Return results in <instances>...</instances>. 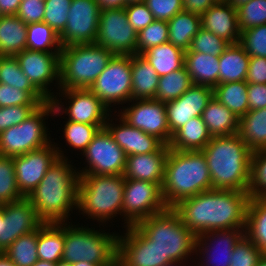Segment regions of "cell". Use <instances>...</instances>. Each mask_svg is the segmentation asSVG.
<instances>
[{"label": "cell", "instance_id": "cell-1", "mask_svg": "<svg viewBox=\"0 0 266 266\" xmlns=\"http://www.w3.org/2000/svg\"><path fill=\"white\" fill-rule=\"evenodd\" d=\"M250 198L245 191L210 189L180 201L172 209L196 236L221 229L245 231Z\"/></svg>", "mask_w": 266, "mask_h": 266}, {"label": "cell", "instance_id": "cell-2", "mask_svg": "<svg viewBox=\"0 0 266 266\" xmlns=\"http://www.w3.org/2000/svg\"><path fill=\"white\" fill-rule=\"evenodd\" d=\"M69 160L58 158L27 196L44 223L69 222L73 210L77 211L80 175Z\"/></svg>", "mask_w": 266, "mask_h": 266}, {"label": "cell", "instance_id": "cell-3", "mask_svg": "<svg viewBox=\"0 0 266 266\" xmlns=\"http://www.w3.org/2000/svg\"><path fill=\"white\" fill-rule=\"evenodd\" d=\"M202 152L212 189L249 191L253 151L238 134L212 137Z\"/></svg>", "mask_w": 266, "mask_h": 266}, {"label": "cell", "instance_id": "cell-4", "mask_svg": "<svg viewBox=\"0 0 266 266\" xmlns=\"http://www.w3.org/2000/svg\"><path fill=\"white\" fill-rule=\"evenodd\" d=\"M161 189L167 208H173L182 200L212 189L203 152L169 149Z\"/></svg>", "mask_w": 266, "mask_h": 266}, {"label": "cell", "instance_id": "cell-5", "mask_svg": "<svg viewBox=\"0 0 266 266\" xmlns=\"http://www.w3.org/2000/svg\"><path fill=\"white\" fill-rule=\"evenodd\" d=\"M135 226L158 248L161 266L187 262L193 258L197 236L183 224L172 208L152 215Z\"/></svg>", "mask_w": 266, "mask_h": 266}, {"label": "cell", "instance_id": "cell-6", "mask_svg": "<svg viewBox=\"0 0 266 266\" xmlns=\"http://www.w3.org/2000/svg\"><path fill=\"white\" fill-rule=\"evenodd\" d=\"M124 184L123 175H80L78 213L97 220L99 227L122 216Z\"/></svg>", "mask_w": 266, "mask_h": 266}, {"label": "cell", "instance_id": "cell-7", "mask_svg": "<svg viewBox=\"0 0 266 266\" xmlns=\"http://www.w3.org/2000/svg\"><path fill=\"white\" fill-rule=\"evenodd\" d=\"M64 222L62 260L71 264L86 261L99 266H117L119 233Z\"/></svg>", "mask_w": 266, "mask_h": 266}, {"label": "cell", "instance_id": "cell-8", "mask_svg": "<svg viewBox=\"0 0 266 266\" xmlns=\"http://www.w3.org/2000/svg\"><path fill=\"white\" fill-rule=\"evenodd\" d=\"M113 56L96 43L62 47L59 90L89 89Z\"/></svg>", "mask_w": 266, "mask_h": 266}, {"label": "cell", "instance_id": "cell-9", "mask_svg": "<svg viewBox=\"0 0 266 266\" xmlns=\"http://www.w3.org/2000/svg\"><path fill=\"white\" fill-rule=\"evenodd\" d=\"M53 112L51 101H47L20 124L0 133V155L13 158L50 144L54 139L45 120L53 117Z\"/></svg>", "mask_w": 266, "mask_h": 266}, {"label": "cell", "instance_id": "cell-10", "mask_svg": "<svg viewBox=\"0 0 266 266\" xmlns=\"http://www.w3.org/2000/svg\"><path fill=\"white\" fill-rule=\"evenodd\" d=\"M50 101L54 107L53 116L65 114L67 120L96 125L99 129L105 128L112 113L90 89L59 90Z\"/></svg>", "mask_w": 266, "mask_h": 266}, {"label": "cell", "instance_id": "cell-11", "mask_svg": "<svg viewBox=\"0 0 266 266\" xmlns=\"http://www.w3.org/2000/svg\"><path fill=\"white\" fill-rule=\"evenodd\" d=\"M89 89L112 112L131 101V55H114Z\"/></svg>", "mask_w": 266, "mask_h": 266}, {"label": "cell", "instance_id": "cell-12", "mask_svg": "<svg viewBox=\"0 0 266 266\" xmlns=\"http://www.w3.org/2000/svg\"><path fill=\"white\" fill-rule=\"evenodd\" d=\"M166 209L162 189L158 184L137 179H125L122 208L124 229L137 225L140 221Z\"/></svg>", "mask_w": 266, "mask_h": 266}, {"label": "cell", "instance_id": "cell-13", "mask_svg": "<svg viewBox=\"0 0 266 266\" xmlns=\"http://www.w3.org/2000/svg\"><path fill=\"white\" fill-rule=\"evenodd\" d=\"M80 154L86 166L77 168L79 175H123L126 154L106 128L99 129Z\"/></svg>", "mask_w": 266, "mask_h": 266}, {"label": "cell", "instance_id": "cell-14", "mask_svg": "<svg viewBox=\"0 0 266 266\" xmlns=\"http://www.w3.org/2000/svg\"><path fill=\"white\" fill-rule=\"evenodd\" d=\"M137 32L128 22L125 8L102 9L95 43L114 55H135Z\"/></svg>", "mask_w": 266, "mask_h": 266}, {"label": "cell", "instance_id": "cell-15", "mask_svg": "<svg viewBox=\"0 0 266 266\" xmlns=\"http://www.w3.org/2000/svg\"><path fill=\"white\" fill-rule=\"evenodd\" d=\"M15 57L32 85L50 101L56 94L51 92L52 85L56 84L54 87L58 90L60 88V52L25 49Z\"/></svg>", "mask_w": 266, "mask_h": 266}, {"label": "cell", "instance_id": "cell-16", "mask_svg": "<svg viewBox=\"0 0 266 266\" xmlns=\"http://www.w3.org/2000/svg\"><path fill=\"white\" fill-rule=\"evenodd\" d=\"M58 145L53 141L45 147L13 157L17 186L24 197L33 192L58 158H69Z\"/></svg>", "mask_w": 266, "mask_h": 266}, {"label": "cell", "instance_id": "cell-17", "mask_svg": "<svg viewBox=\"0 0 266 266\" xmlns=\"http://www.w3.org/2000/svg\"><path fill=\"white\" fill-rule=\"evenodd\" d=\"M131 103V105H130ZM120 106L118 114L131 126L155 136L169 145L172 136L168 126L165 103L154 99L131 100Z\"/></svg>", "mask_w": 266, "mask_h": 266}, {"label": "cell", "instance_id": "cell-18", "mask_svg": "<svg viewBox=\"0 0 266 266\" xmlns=\"http://www.w3.org/2000/svg\"><path fill=\"white\" fill-rule=\"evenodd\" d=\"M100 12L95 0H72L65 29L59 35L62 47L95 43Z\"/></svg>", "mask_w": 266, "mask_h": 266}, {"label": "cell", "instance_id": "cell-19", "mask_svg": "<svg viewBox=\"0 0 266 266\" xmlns=\"http://www.w3.org/2000/svg\"><path fill=\"white\" fill-rule=\"evenodd\" d=\"M3 212L4 219L0 221V252L3 253L20 236L44 224L27 197L3 204Z\"/></svg>", "mask_w": 266, "mask_h": 266}, {"label": "cell", "instance_id": "cell-20", "mask_svg": "<svg viewBox=\"0 0 266 266\" xmlns=\"http://www.w3.org/2000/svg\"><path fill=\"white\" fill-rule=\"evenodd\" d=\"M243 235L244 230L240 228L214 230L198 235L194 255L199 256V259L194 266H230L234 246Z\"/></svg>", "mask_w": 266, "mask_h": 266}, {"label": "cell", "instance_id": "cell-21", "mask_svg": "<svg viewBox=\"0 0 266 266\" xmlns=\"http://www.w3.org/2000/svg\"><path fill=\"white\" fill-rule=\"evenodd\" d=\"M124 232L118 236L117 266H161L158 248L135 225Z\"/></svg>", "mask_w": 266, "mask_h": 266}, {"label": "cell", "instance_id": "cell-22", "mask_svg": "<svg viewBox=\"0 0 266 266\" xmlns=\"http://www.w3.org/2000/svg\"><path fill=\"white\" fill-rule=\"evenodd\" d=\"M212 98V87L193 84L179 98L165 103L170 135L183 127L188 120L201 116Z\"/></svg>", "mask_w": 266, "mask_h": 266}, {"label": "cell", "instance_id": "cell-23", "mask_svg": "<svg viewBox=\"0 0 266 266\" xmlns=\"http://www.w3.org/2000/svg\"><path fill=\"white\" fill-rule=\"evenodd\" d=\"M115 113H117L116 110L110 114L105 128L109 131L114 141L123 149L126 156L160 151L165 146L157 137L131 126L118 113L116 115ZM112 116H117L118 118H113ZM113 120H115V123L119 122V124H115Z\"/></svg>", "mask_w": 266, "mask_h": 266}, {"label": "cell", "instance_id": "cell-24", "mask_svg": "<svg viewBox=\"0 0 266 266\" xmlns=\"http://www.w3.org/2000/svg\"><path fill=\"white\" fill-rule=\"evenodd\" d=\"M169 149V146L165 145L160 151L126 156L124 178L149 181L161 187Z\"/></svg>", "mask_w": 266, "mask_h": 266}, {"label": "cell", "instance_id": "cell-25", "mask_svg": "<svg viewBox=\"0 0 266 266\" xmlns=\"http://www.w3.org/2000/svg\"><path fill=\"white\" fill-rule=\"evenodd\" d=\"M201 25L206 31L212 32L229 44L240 41L241 31L237 9L227 3H215L201 15Z\"/></svg>", "mask_w": 266, "mask_h": 266}, {"label": "cell", "instance_id": "cell-26", "mask_svg": "<svg viewBox=\"0 0 266 266\" xmlns=\"http://www.w3.org/2000/svg\"><path fill=\"white\" fill-rule=\"evenodd\" d=\"M211 138L202 117L197 116L188 120L172 135L168 146L177 151H202Z\"/></svg>", "mask_w": 266, "mask_h": 266}, {"label": "cell", "instance_id": "cell-27", "mask_svg": "<svg viewBox=\"0 0 266 266\" xmlns=\"http://www.w3.org/2000/svg\"><path fill=\"white\" fill-rule=\"evenodd\" d=\"M192 84L214 88L219 84V57L199 52H185V64Z\"/></svg>", "mask_w": 266, "mask_h": 266}, {"label": "cell", "instance_id": "cell-28", "mask_svg": "<svg viewBox=\"0 0 266 266\" xmlns=\"http://www.w3.org/2000/svg\"><path fill=\"white\" fill-rule=\"evenodd\" d=\"M131 100L154 99L159 76L142 55H131Z\"/></svg>", "mask_w": 266, "mask_h": 266}, {"label": "cell", "instance_id": "cell-29", "mask_svg": "<svg viewBox=\"0 0 266 266\" xmlns=\"http://www.w3.org/2000/svg\"><path fill=\"white\" fill-rule=\"evenodd\" d=\"M201 117L212 137L238 133L239 118L214 97L208 102Z\"/></svg>", "mask_w": 266, "mask_h": 266}, {"label": "cell", "instance_id": "cell-30", "mask_svg": "<svg viewBox=\"0 0 266 266\" xmlns=\"http://www.w3.org/2000/svg\"><path fill=\"white\" fill-rule=\"evenodd\" d=\"M27 24L16 15L0 18V56H15L26 49Z\"/></svg>", "mask_w": 266, "mask_h": 266}, {"label": "cell", "instance_id": "cell-31", "mask_svg": "<svg viewBox=\"0 0 266 266\" xmlns=\"http://www.w3.org/2000/svg\"><path fill=\"white\" fill-rule=\"evenodd\" d=\"M250 57L239 44H230L219 56V84L246 81Z\"/></svg>", "mask_w": 266, "mask_h": 266}, {"label": "cell", "instance_id": "cell-32", "mask_svg": "<svg viewBox=\"0 0 266 266\" xmlns=\"http://www.w3.org/2000/svg\"><path fill=\"white\" fill-rule=\"evenodd\" d=\"M141 55L155 69L159 77L177 71L185 64V51L171 42L151 47Z\"/></svg>", "mask_w": 266, "mask_h": 266}, {"label": "cell", "instance_id": "cell-33", "mask_svg": "<svg viewBox=\"0 0 266 266\" xmlns=\"http://www.w3.org/2000/svg\"><path fill=\"white\" fill-rule=\"evenodd\" d=\"M237 134L253 152L266 150V108L248 111L240 117Z\"/></svg>", "mask_w": 266, "mask_h": 266}, {"label": "cell", "instance_id": "cell-34", "mask_svg": "<svg viewBox=\"0 0 266 266\" xmlns=\"http://www.w3.org/2000/svg\"><path fill=\"white\" fill-rule=\"evenodd\" d=\"M64 250V223H44L38 229V259L57 263Z\"/></svg>", "mask_w": 266, "mask_h": 266}, {"label": "cell", "instance_id": "cell-35", "mask_svg": "<svg viewBox=\"0 0 266 266\" xmlns=\"http://www.w3.org/2000/svg\"><path fill=\"white\" fill-rule=\"evenodd\" d=\"M168 42L179 47L183 51H188L194 36L202 28L201 16L188 11H180L168 22Z\"/></svg>", "mask_w": 266, "mask_h": 266}, {"label": "cell", "instance_id": "cell-36", "mask_svg": "<svg viewBox=\"0 0 266 266\" xmlns=\"http://www.w3.org/2000/svg\"><path fill=\"white\" fill-rule=\"evenodd\" d=\"M244 235L266 254V199L251 197Z\"/></svg>", "mask_w": 266, "mask_h": 266}, {"label": "cell", "instance_id": "cell-37", "mask_svg": "<svg viewBox=\"0 0 266 266\" xmlns=\"http://www.w3.org/2000/svg\"><path fill=\"white\" fill-rule=\"evenodd\" d=\"M247 91L246 81L221 83L213 88V97L240 118L249 111Z\"/></svg>", "mask_w": 266, "mask_h": 266}, {"label": "cell", "instance_id": "cell-38", "mask_svg": "<svg viewBox=\"0 0 266 266\" xmlns=\"http://www.w3.org/2000/svg\"><path fill=\"white\" fill-rule=\"evenodd\" d=\"M0 83L28 91L41 105L48 101L22 72L15 56H0Z\"/></svg>", "mask_w": 266, "mask_h": 266}, {"label": "cell", "instance_id": "cell-39", "mask_svg": "<svg viewBox=\"0 0 266 266\" xmlns=\"http://www.w3.org/2000/svg\"><path fill=\"white\" fill-rule=\"evenodd\" d=\"M192 81L186 67L159 77L154 100L162 103L171 102L183 95L191 86Z\"/></svg>", "mask_w": 266, "mask_h": 266}, {"label": "cell", "instance_id": "cell-40", "mask_svg": "<svg viewBox=\"0 0 266 266\" xmlns=\"http://www.w3.org/2000/svg\"><path fill=\"white\" fill-rule=\"evenodd\" d=\"M26 49L42 52H61L58 33L45 22L27 25Z\"/></svg>", "mask_w": 266, "mask_h": 266}, {"label": "cell", "instance_id": "cell-41", "mask_svg": "<svg viewBox=\"0 0 266 266\" xmlns=\"http://www.w3.org/2000/svg\"><path fill=\"white\" fill-rule=\"evenodd\" d=\"M37 239L38 229L20 236L4 254L15 266H33L38 260Z\"/></svg>", "mask_w": 266, "mask_h": 266}, {"label": "cell", "instance_id": "cell-42", "mask_svg": "<svg viewBox=\"0 0 266 266\" xmlns=\"http://www.w3.org/2000/svg\"><path fill=\"white\" fill-rule=\"evenodd\" d=\"M65 125L62 130L63 138L66 145L71 149L78 152H84L87 146L92 141L94 135L98 132L99 128L96 125L72 122L70 120L64 121Z\"/></svg>", "mask_w": 266, "mask_h": 266}, {"label": "cell", "instance_id": "cell-43", "mask_svg": "<svg viewBox=\"0 0 266 266\" xmlns=\"http://www.w3.org/2000/svg\"><path fill=\"white\" fill-rule=\"evenodd\" d=\"M24 198L15 175L13 158L0 155V205Z\"/></svg>", "mask_w": 266, "mask_h": 266}, {"label": "cell", "instance_id": "cell-44", "mask_svg": "<svg viewBox=\"0 0 266 266\" xmlns=\"http://www.w3.org/2000/svg\"><path fill=\"white\" fill-rule=\"evenodd\" d=\"M168 36V23L154 20L150 25L138 32L136 55H141L151 47L168 42Z\"/></svg>", "mask_w": 266, "mask_h": 266}, {"label": "cell", "instance_id": "cell-45", "mask_svg": "<svg viewBox=\"0 0 266 266\" xmlns=\"http://www.w3.org/2000/svg\"><path fill=\"white\" fill-rule=\"evenodd\" d=\"M248 192L251 197L266 196V150L252 153Z\"/></svg>", "mask_w": 266, "mask_h": 266}, {"label": "cell", "instance_id": "cell-46", "mask_svg": "<svg viewBox=\"0 0 266 266\" xmlns=\"http://www.w3.org/2000/svg\"><path fill=\"white\" fill-rule=\"evenodd\" d=\"M240 31L266 24V0H250L237 8Z\"/></svg>", "mask_w": 266, "mask_h": 266}, {"label": "cell", "instance_id": "cell-47", "mask_svg": "<svg viewBox=\"0 0 266 266\" xmlns=\"http://www.w3.org/2000/svg\"><path fill=\"white\" fill-rule=\"evenodd\" d=\"M229 45L223 38L201 28L192 39L189 50L185 52H199L219 57Z\"/></svg>", "mask_w": 266, "mask_h": 266}, {"label": "cell", "instance_id": "cell-48", "mask_svg": "<svg viewBox=\"0 0 266 266\" xmlns=\"http://www.w3.org/2000/svg\"><path fill=\"white\" fill-rule=\"evenodd\" d=\"M239 44L250 58L266 57V24L242 31Z\"/></svg>", "mask_w": 266, "mask_h": 266}, {"label": "cell", "instance_id": "cell-49", "mask_svg": "<svg viewBox=\"0 0 266 266\" xmlns=\"http://www.w3.org/2000/svg\"><path fill=\"white\" fill-rule=\"evenodd\" d=\"M71 2L72 0H44L43 22L53 28L58 35L65 29Z\"/></svg>", "mask_w": 266, "mask_h": 266}, {"label": "cell", "instance_id": "cell-50", "mask_svg": "<svg viewBox=\"0 0 266 266\" xmlns=\"http://www.w3.org/2000/svg\"><path fill=\"white\" fill-rule=\"evenodd\" d=\"M262 251L245 235L235 244L230 266H256Z\"/></svg>", "mask_w": 266, "mask_h": 266}, {"label": "cell", "instance_id": "cell-51", "mask_svg": "<svg viewBox=\"0 0 266 266\" xmlns=\"http://www.w3.org/2000/svg\"><path fill=\"white\" fill-rule=\"evenodd\" d=\"M41 106V104L28 92L7 84L0 83V107L10 106Z\"/></svg>", "mask_w": 266, "mask_h": 266}, {"label": "cell", "instance_id": "cell-52", "mask_svg": "<svg viewBox=\"0 0 266 266\" xmlns=\"http://www.w3.org/2000/svg\"><path fill=\"white\" fill-rule=\"evenodd\" d=\"M39 106H10L0 107V133L20 124L28 118Z\"/></svg>", "mask_w": 266, "mask_h": 266}, {"label": "cell", "instance_id": "cell-53", "mask_svg": "<svg viewBox=\"0 0 266 266\" xmlns=\"http://www.w3.org/2000/svg\"><path fill=\"white\" fill-rule=\"evenodd\" d=\"M155 20L168 22L183 10V0H145Z\"/></svg>", "mask_w": 266, "mask_h": 266}, {"label": "cell", "instance_id": "cell-54", "mask_svg": "<svg viewBox=\"0 0 266 266\" xmlns=\"http://www.w3.org/2000/svg\"><path fill=\"white\" fill-rule=\"evenodd\" d=\"M124 8L129 24L134 27L137 33L155 20L144 2L127 4Z\"/></svg>", "mask_w": 266, "mask_h": 266}, {"label": "cell", "instance_id": "cell-55", "mask_svg": "<svg viewBox=\"0 0 266 266\" xmlns=\"http://www.w3.org/2000/svg\"><path fill=\"white\" fill-rule=\"evenodd\" d=\"M44 11V0H22L16 16L28 25L43 22Z\"/></svg>", "mask_w": 266, "mask_h": 266}, {"label": "cell", "instance_id": "cell-56", "mask_svg": "<svg viewBox=\"0 0 266 266\" xmlns=\"http://www.w3.org/2000/svg\"><path fill=\"white\" fill-rule=\"evenodd\" d=\"M248 84H266V57H251L247 71Z\"/></svg>", "mask_w": 266, "mask_h": 266}, {"label": "cell", "instance_id": "cell-57", "mask_svg": "<svg viewBox=\"0 0 266 266\" xmlns=\"http://www.w3.org/2000/svg\"><path fill=\"white\" fill-rule=\"evenodd\" d=\"M249 111L266 108V84H248Z\"/></svg>", "mask_w": 266, "mask_h": 266}, {"label": "cell", "instance_id": "cell-58", "mask_svg": "<svg viewBox=\"0 0 266 266\" xmlns=\"http://www.w3.org/2000/svg\"><path fill=\"white\" fill-rule=\"evenodd\" d=\"M213 4L214 0H183V10L201 16Z\"/></svg>", "mask_w": 266, "mask_h": 266}, {"label": "cell", "instance_id": "cell-59", "mask_svg": "<svg viewBox=\"0 0 266 266\" xmlns=\"http://www.w3.org/2000/svg\"><path fill=\"white\" fill-rule=\"evenodd\" d=\"M22 0H0L2 16L16 15Z\"/></svg>", "mask_w": 266, "mask_h": 266}, {"label": "cell", "instance_id": "cell-60", "mask_svg": "<svg viewBox=\"0 0 266 266\" xmlns=\"http://www.w3.org/2000/svg\"><path fill=\"white\" fill-rule=\"evenodd\" d=\"M100 9H120L125 7V0H95Z\"/></svg>", "mask_w": 266, "mask_h": 266}, {"label": "cell", "instance_id": "cell-61", "mask_svg": "<svg viewBox=\"0 0 266 266\" xmlns=\"http://www.w3.org/2000/svg\"><path fill=\"white\" fill-rule=\"evenodd\" d=\"M0 266H15V264L3 252H0Z\"/></svg>", "mask_w": 266, "mask_h": 266}, {"label": "cell", "instance_id": "cell-62", "mask_svg": "<svg viewBox=\"0 0 266 266\" xmlns=\"http://www.w3.org/2000/svg\"><path fill=\"white\" fill-rule=\"evenodd\" d=\"M249 1L250 0H228L227 4H230L231 6L237 9L238 7L246 4Z\"/></svg>", "mask_w": 266, "mask_h": 266}, {"label": "cell", "instance_id": "cell-63", "mask_svg": "<svg viewBox=\"0 0 266 266\" xmlns=\"http://www.w3.org/2000/svg\"><path fill=\"white\" fill-rule=\"evenodd\" d=\"M33 266H55V263L38 259Z\"/></svg>", "mask_w": 266, "mask_h": 266}, {"label": "cell", "instance_id": "cell-64", "mask_svg": "<svg viewBox=\"0 0 266 266\" xmlns=\"http://www.w3.org/2000/svg\"><path fill=\"white\" fill-rule=\"evenodd\" d=\"M72 266H99V265L88 263L84 260V261L73 263Z\"/></svg>", "mask_w": 266, "mask_h": 266}, {"label": "cell", "instance_id": "cell-65", "mask_svg": "<svg viewBox=\"0 0 266 266\" xmlns=\"http://www.w3.org/2000/svg\"><path fill=\"white\" fill-rule=\"evenodd\" d=\"M256 266H266V254H263Z\"/></svg>", "mask_w": 266, "mask_h": 266}, {"label": "cell", "instance_id": "cell-66", "mask_svg": "<svg viewBox=\"0 0 266 266\" xmlns=\"http://www.w3.org/2000/svg\"><path fill=\"white\" fill-rule=\"evenodd\" d=\"M55 266H72V264L70 262L60 260L57 263H55Z\"/></svg>", "mask_w": 266, "mask_h": 266}, {"label": "cell", "instance_id": "cell-67", "mask_svg": "<svg viewBox=\"0 0 266 266\" xmlns=\"http://www.w3.org/2000/svg\"><path fill=\"white\" fill-rule=\"evenodd\" d=\"M187 262H172L167 264L166 266H186Z\"/></svg>", "mask_w": 266, "mask_h": 266}, {"label": "cell", "instance_id": "cell-68", "mask_svg": "<svg viewBox=\"0 0 266 266\" xmlns=\"http://www.w3.org/2000/svg\"><path fill=\"white\" fill-rule=\"evenodd\" d=\"M143 0H125V6L131 3H142Z\"/></svg>", "mask_w": 266, "mask_h": 266}, {"label": "cell", "instance_id": "cell-69", "mask_svg": "<svg viewBox=\"0 0 266 266\" xmlns=\"http://www.w3.org/2000/svg\"><path fill=\"white\" fill-rule=\"evenodd\" d=\"M4 219L3 204L0 205V221Z\"/></svg>", "mask_w": 266, "mask_h": 266}, {"label": "cell", "instance_id": "cell-70", "mask_svg": "<svg viewBox=\"0 0 266 266\" xmlns=\"http://www.w3.org/2000/svg\"><path fill=\"white\" fill-rule=\"evenodd\" d=\"M215 3H227L228 0H214Z\"/></svg>", "mask_w": 266, "mask_h": 266}]
</instances>
